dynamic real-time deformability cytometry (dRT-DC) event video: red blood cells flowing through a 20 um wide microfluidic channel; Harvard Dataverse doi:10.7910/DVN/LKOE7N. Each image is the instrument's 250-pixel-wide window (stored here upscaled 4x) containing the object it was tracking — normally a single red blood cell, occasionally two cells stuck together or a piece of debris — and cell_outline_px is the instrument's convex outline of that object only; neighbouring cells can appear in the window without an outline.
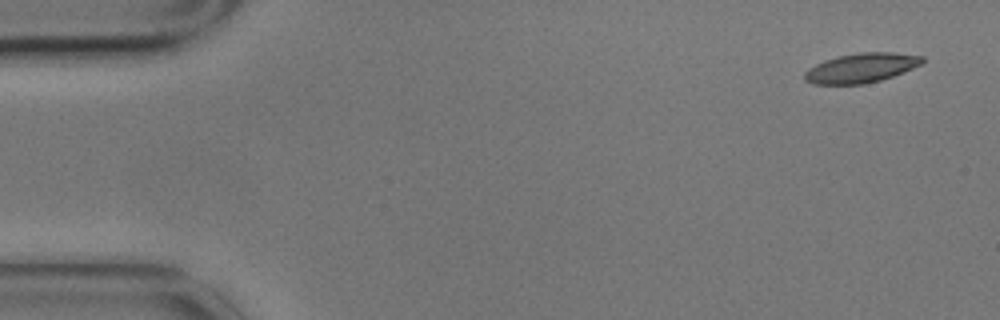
{"species": "common noctule bat (a hibernating species)", "species_latin": "Nyctalus noctula", "temperature_condition": "cold", "stored_images_in_passage": 6, "camera_frame_rate_fps": 3000, "um_per_image_px": 0.085, "animal": {"sex": "male", "body_mass_g": 17.9}, "frame": {"image": 1, "passage_image": 1, "time_ms": 0.0, "image_size_px": [1000, 320], "cell_outline_px": [[924, 60], [920, 64], [912, 68], [892, 76], [880, 80], [864, 84], [812, 84], [804, 80], [804, 72], [808, 68], [824, 60], [836, 56], [860, 52], [892, 52], [924, 56]], "centroid_in_image_um": [73.16, 5.77], "position_along_channel_um": 11.8, "area_um2": 20.23}}
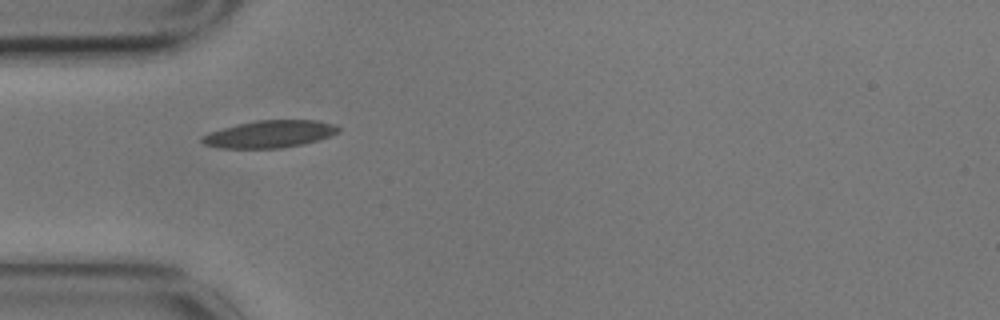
{"frame": {"image": 2, "passage_image": 5, "time_ms": 1.333, "image_size_px": [1000, 320], "cell_outline_px": [[340, 132], [304, 144], [280, 148], [220, 148], [204, 144], [200, 140], [200, 136], [208, 132], [236, 124], [256, 120], [316, 120], [336, 124], [340, 128]], "centroid_in_image_um": [22.9, 11.39], "position_along_channel_um": 62.1, "area_um2": 21.79}}